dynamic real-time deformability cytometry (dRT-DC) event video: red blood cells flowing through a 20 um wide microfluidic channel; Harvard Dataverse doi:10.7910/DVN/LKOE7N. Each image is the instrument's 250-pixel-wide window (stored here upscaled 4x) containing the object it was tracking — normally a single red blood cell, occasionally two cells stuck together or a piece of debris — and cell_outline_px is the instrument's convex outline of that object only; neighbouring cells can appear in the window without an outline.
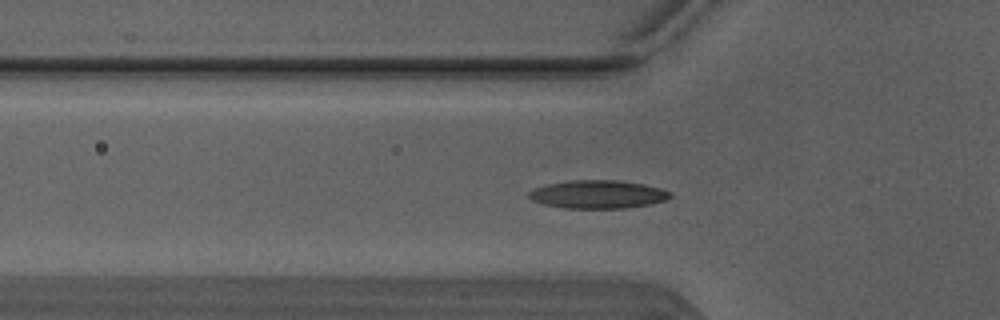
{"species": "Egyptian fruit bat (a non-hibernating species)", "species_latin": "Rousettus aegyptiacus", "temperature_condition": "warm", "stored_images_in_passage": 44, "camera_frame_rate_fps": 3000, "um_per_image_px": 0.085, "animal": {"sex": "male"}, "frame": {"image": 1, "passage_image": 17, "time_ms": 5.333, "image_size_px": [1000, 320], "cell_outline_px": [[672, 196], [664, 200], [648, 204], [628, 208], [564, 208], [544, 204], [532, 200], [528, 196], [528, 192], [536, 188], [548, 184], [572, 180], [616, 180], [644, 184], [660, 188], [672, 192]], "centroid_in_image_um": [50.83, 16.52], "position_along_channel_um": 75.0, "area_um2": 23.06}}
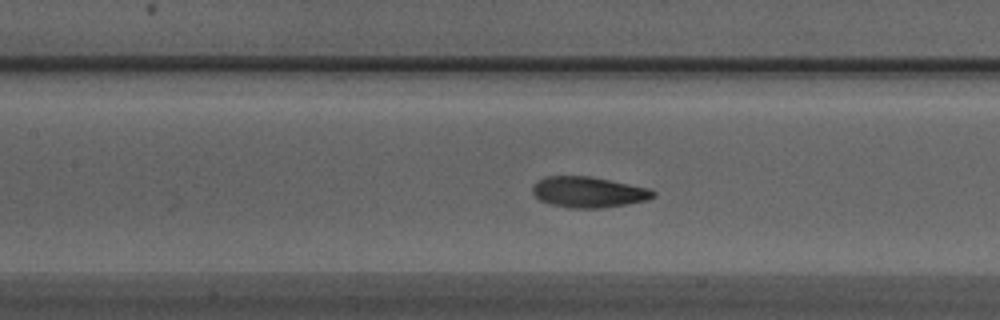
{"frame": {"image": 2, "passage_image": 23, "time_ms": 7.333, "image_size_px": [1000, 320], "cell_outline_px": [[656, 196], [648, 200], [628, 204], [600, 208], [572, 208], [552, 204], [540, 200], [532, 192], [532, 184], [536, 180], [544, 176], [588, 176], [648, 188], [656, 192]], "centroid_in_image_um": [50.0, 16.32], "position_along_channel_um": 157.4, "area_um2": 21.62}}
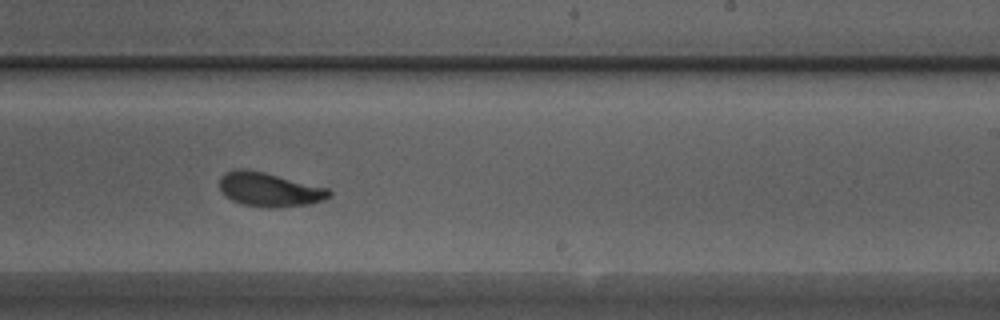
{"frame": {"image": 3, "passage_image": 31, "time_ms": 10.0, "image_size_px": [1000, 320], "cell_outline_px": [[332, 196], [324, 200], [308, 204], [276, 208], [268, 208], [244, 204], [232, 200], [224, 196], [220, 188], [220, 176], [224, 172], [232, 168], [244, 168], [264, 172], [328, 188], [332, 192]], "centroid_in_image_um": [22.87, 16.1], "position_along_channel_um": 266.1, "area_um2": 21.96}, "authors_computed_cell_mechanics": {"area_um2": 21.5305, "velocity_mm_per_s": 4.091, "shape_relaxation_time_tau1_ms": 2.7208, "shape_relaxation_time_tau2_ms": 1.883, "deformation_change_tau1": 0.1277, "deformation_change_tau2": 0.0863}}